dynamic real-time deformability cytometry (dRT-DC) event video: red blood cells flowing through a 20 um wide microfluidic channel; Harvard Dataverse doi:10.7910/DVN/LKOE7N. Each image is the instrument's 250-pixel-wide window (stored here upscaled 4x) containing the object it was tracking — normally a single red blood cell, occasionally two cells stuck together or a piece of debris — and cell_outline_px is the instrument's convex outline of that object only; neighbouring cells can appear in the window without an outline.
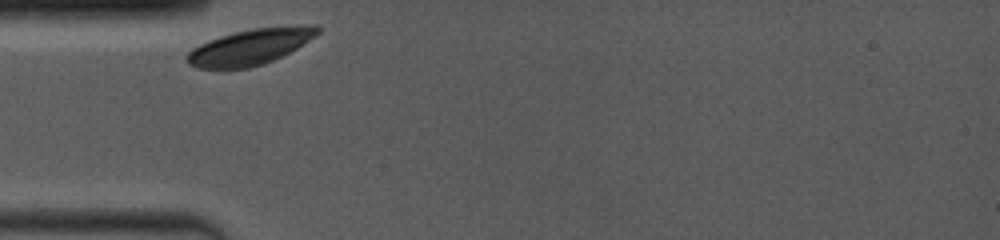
{"species": "common noctule bat (a hibernating species)", "species_latin": "Nyctalus noctula", "temperature_condition": "room temperature", "stored_images_in_passage": 23, "camera_frame_rate_fps": 4000, "um_per_image_px": 0.085, "animal": {"sex": "female", "body_mass_g": 19.0, "forearm_length_mm": 53.3}, "frame": {"image": 1, "passage_image": 1, "time_ms": 0.0, "image_size_px": [1000, 240], "cell_outline_px": [[320, 32], [296, 48], [264, 64], [248, 68], [220, 72], [196, 68], [188, 64], [184, 56], [192, 48], [200, 44], [220, 36], [252, 28], [304, 24], [316, 24], [320, 28]], "centroid_in_image_um": [21.19, 4.02], "position_along_channel_um": 63.8, "area_um2": 27.92}}
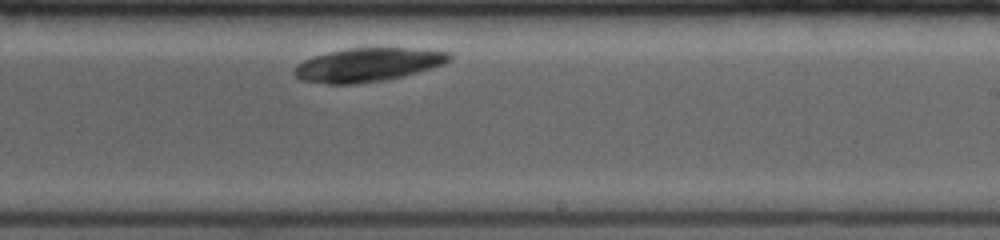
{"frame": {"image": 2, "passage_image": 14, "time_ms": 5.5, "image_size_px": [1000, 240], "cell_outline_px": [[452, 56], [444, 64], [404, 76], [384, 80], [356, 84], [328, 84], [300, 80], [292, 72], [296, 64], [304, 60], [328, 52], [348, 48], [404, 48], [448, 52]], "centroid_in_image_um": [31.21, 5.52], "position_along_channel_um": 257.8, "area_um2": 30.17}}
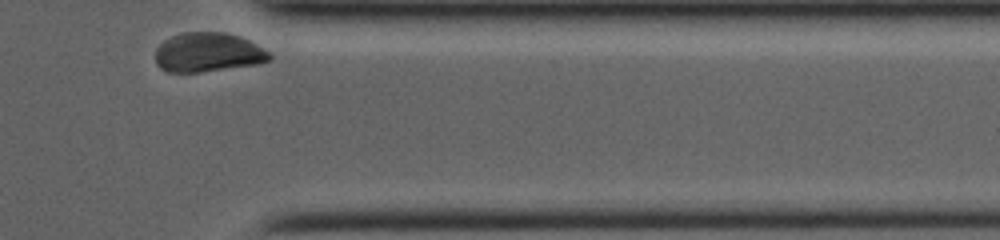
{"frame": {"image": 3, "passage_image": 23, "time_ms": 9.25, "image_size_px": [1000, 240], "cell_outline_px": [[272, 56], [268, 60], [252, 64], [200, 72], [168, 72], [160, 68], [156, 64], [156, 48], [164, 40], [172, 36], [184, 32], [224, 32], [240, 36], [248, 40], [268, 52]], "centroid_in_image_um": [17.61, 4.44], "position_along_channel_um": 393.8, "area_um2": 25.72}}